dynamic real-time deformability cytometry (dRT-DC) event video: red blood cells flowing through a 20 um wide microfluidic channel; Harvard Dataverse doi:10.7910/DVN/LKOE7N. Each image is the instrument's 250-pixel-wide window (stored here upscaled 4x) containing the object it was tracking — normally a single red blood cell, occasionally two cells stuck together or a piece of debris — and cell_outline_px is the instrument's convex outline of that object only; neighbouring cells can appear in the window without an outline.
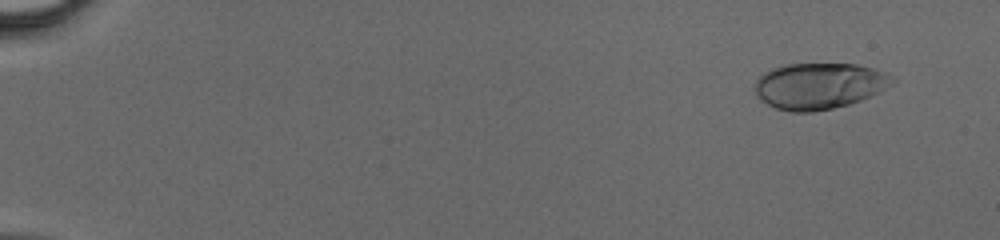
{"species": "human", "species_latin": "Homo sapiens", "temperature_condition": "cold", "stored_images_in_passage": 47, "camera_frame_rate_fps": 3000, "um_per_image_px": 0.085, "donor": {"sex": "male"}, "frame": {"image": 1, "passage_image": 4, "time_ms": 1.0, "image_size_px": [1000, 240], "cell_outline_px": [[896, 80], [876, 92], [860, 100], [848, 104], [832, 108], [812, 112], [792, 112], [776, 108], [760, 100], [756, 96], [756, 80], [764, 72], [772, 68], [784, 64], [856, 64], [872, 68], [884, 72], [892, 76]], "centroid_in_image_um": [69.57, 7.29], "position_along_channel_um": 15.4, "area_um2": 36.59}}
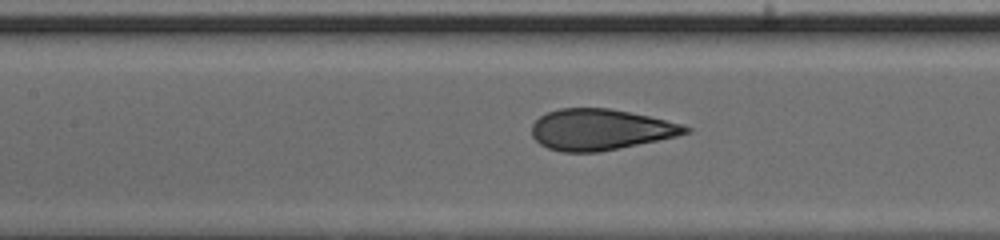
{"frame": {"image": 2, "passage_image": 24, "time_ms": 7.667, "image_size_px": [1000, 240], "cell_outline_px": [[692, 132], [676, 136], [600, 152], [564, 152], [548, 148], [540, 144], [532, 136], [532, 124], [540, 116], [548, 112], [560, 108], [608, 108], [648, 116], [680, 124], [692, 128]], "centroid_in_image_um": [51.01, 11.01], "position_along_channel_um": 156.4, "area_um2": 36.41}}
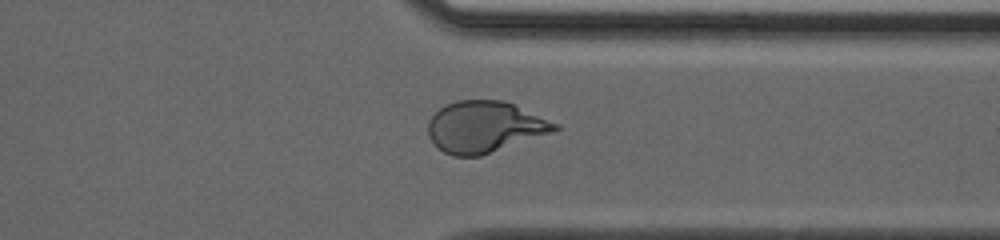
{"frame": {"image": 3, "passage_image": 38, "time_ms": 12.333, "image_size_px": [1000, 240], "cell_outline_px": [[560, 128], [552, 132], [480, 156], [452, 156], [444, 152], [428, 136], [428, 120], [444, 104], [456, 100], [504, 100], [560, 124]], "centroid_in_image_um": [41.19, 10.77], "position_along_channel_um": 370.2, "area_um2": 37.74}}